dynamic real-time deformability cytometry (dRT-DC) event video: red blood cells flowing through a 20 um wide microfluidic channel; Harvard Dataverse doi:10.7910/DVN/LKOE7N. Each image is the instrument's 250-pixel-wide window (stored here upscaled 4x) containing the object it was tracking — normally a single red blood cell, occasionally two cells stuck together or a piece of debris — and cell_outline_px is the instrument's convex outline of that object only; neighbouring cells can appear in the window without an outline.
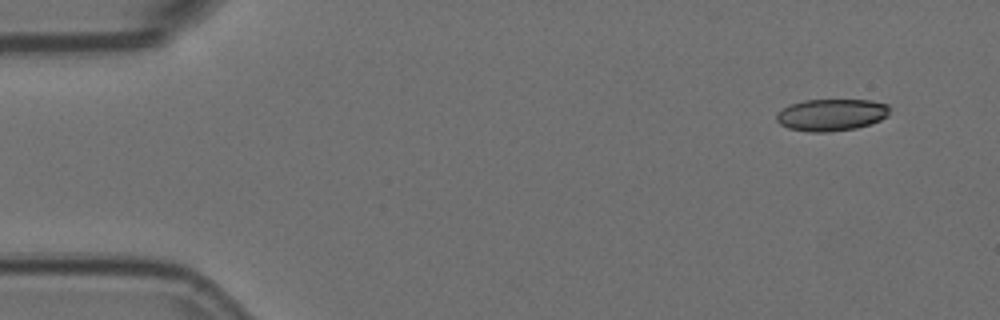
{"species": "Egyptian fruit bat (a non-hibernating species)", "species_latin": "Rousettus aegyptiacus", "temperature_condition": "room temperature", "stored_images_in_passage": 3, "camera_frame_rate_fps": 3000, "um_per_image_px": 0.085, "animal": {"sex": "female"}, "frame": {"image": 1, "passage_image": 1, "time_ms": 0.0, "image_size_px": [1000, 320], "cell_outline_px": [[888, 116], [872, 124], [856, 128], [828, 132], [808, 132], [788, 128], [780, 124], [776, 120], [776, 116], [788, 104], [804, 100], [872, 100], [888, 104]], "centroid_in_image_um": [70.67, 9.76], "position_along_channel_um": 14.3, "area_um2": 21.15}}